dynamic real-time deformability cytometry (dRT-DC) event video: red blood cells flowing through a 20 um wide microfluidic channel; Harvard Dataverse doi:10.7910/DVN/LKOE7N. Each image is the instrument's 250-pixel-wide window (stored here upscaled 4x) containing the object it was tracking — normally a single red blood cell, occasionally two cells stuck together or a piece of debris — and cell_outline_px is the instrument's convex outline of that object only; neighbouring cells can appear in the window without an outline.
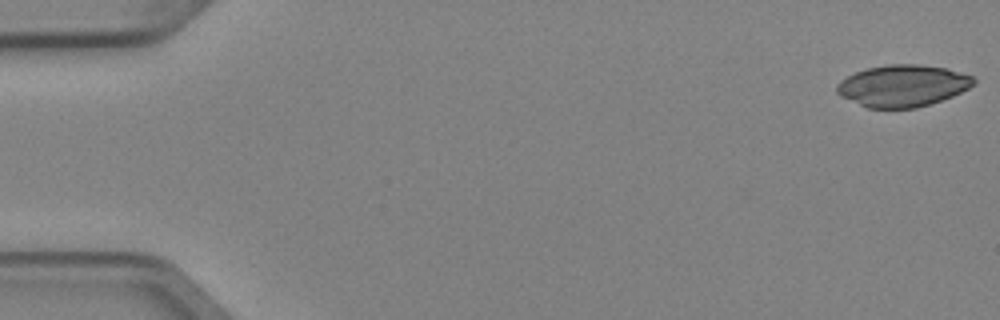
{"species": "Egyptian fruit bat (a non-hibernating species)", "species_latin": "Rousettus aegyptiacus", "temperature_condition": "cold", "stored_images_in_passage": 4, "camera_frame_rate_fps": 3000, "um_per_image_px": 0.085, "animal": {"sex": "female"}, "frame": {"image": 1, "passage_image": 1, "time_ms": 0.0, "image_size_px": [1000, 320], "cell_outline_px": [[976, 84], [952, 96], [916, 108], [868, 108], [840, 96], [836, 92], [836, 84], [840, 80], [856, 72], [868, 68], [888, 64], [916, 64], [948, 68], [972, 76], [976, 80]], "centroid_in_image_um": [76.72, 7.28], "position_along_channel_um": 8.3, "area_um2": 33.23}}
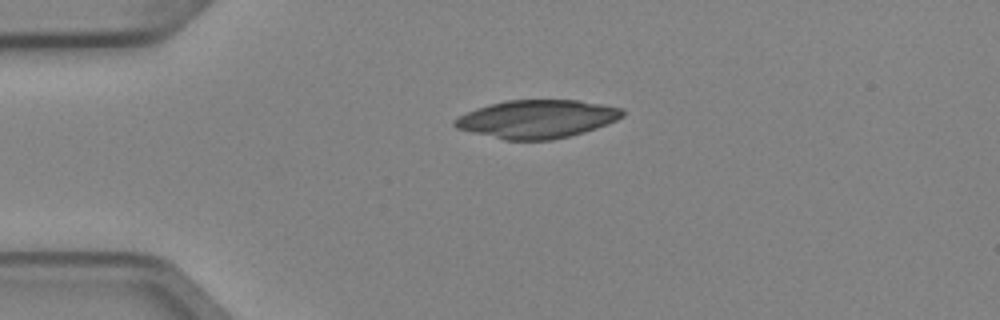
{"frame": {"image": 2, "passage_image": 4, "time_ms": 1.0, "image_size_px": [1000, 320], "cell_outline_px": [[624, 116], [608, 124], [584, 132], [552, 140], [504, 140], [456, 128], [452, 124], [452, 120], [476, 108], [508, 100], [580, 100], [624, 108]], "centroid_in_image_um": [45.67, 10.11], "position_along_channel_um": 39.3, "area_um2": 37.28}}